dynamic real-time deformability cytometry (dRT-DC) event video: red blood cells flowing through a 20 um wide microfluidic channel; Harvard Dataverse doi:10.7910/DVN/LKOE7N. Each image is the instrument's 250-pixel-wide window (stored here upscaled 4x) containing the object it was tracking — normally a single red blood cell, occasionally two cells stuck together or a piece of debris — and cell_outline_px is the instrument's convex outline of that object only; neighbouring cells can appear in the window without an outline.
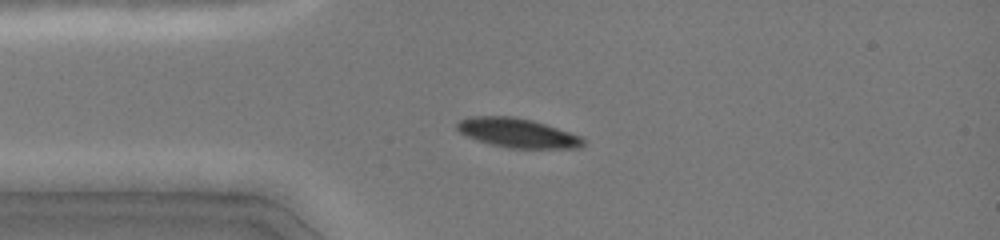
{"species": "common noctule bat (a hibernating species)", "species_latin": "Nyctalus noctula", "temperature_condition": "cold", "stored_images_in_passage": 18, "camera_frame_rate_fps": 3000, "um_per_image_px": 0.085, "animal": {"sex": "female", "body_mass_g": 19.0, "forearm_length_mm": 51.5}, "frame": {"image": 1, "passage_image": 11, "time_ms": 3.333, "image_size_px": [1000, 240], "cell_outline_px": [[588, 144], [580, 148], [508, 148], [492, 144], [468, 136], [460, 132], [456, 128], [456, 124], [460, 120], [468, 116], [512, 116], [532, 120], [580, 136]], "centroid_in_image_um": [44.0, 11.3], "position_along_channel_um": 41.0, "area_um2": 21.33}}